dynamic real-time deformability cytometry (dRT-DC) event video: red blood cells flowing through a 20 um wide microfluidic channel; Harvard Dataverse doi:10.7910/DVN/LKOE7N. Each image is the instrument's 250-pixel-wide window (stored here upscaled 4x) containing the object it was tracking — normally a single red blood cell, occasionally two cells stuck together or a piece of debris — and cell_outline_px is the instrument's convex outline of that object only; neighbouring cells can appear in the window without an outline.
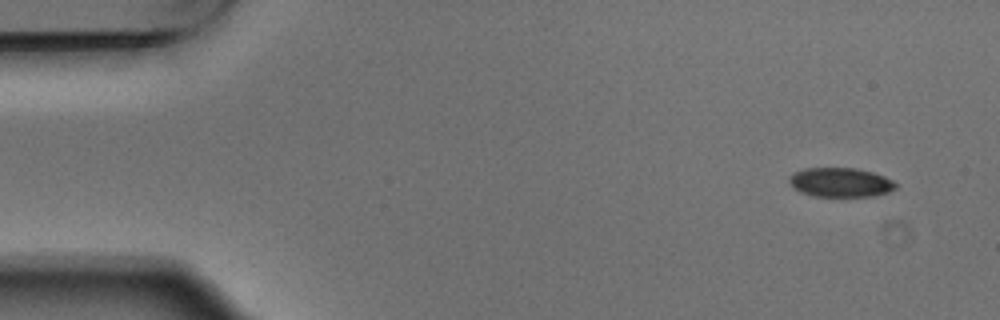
{"species": "Egyptian fruit bat (a non-hibernating species)", "species_latin": "Rousettus aegyptiacus", "temperature_condition": "warm", "stored_images_in_passage": 8, "camera_frame_rate_fps": 3000, "um_per_image_px": 0.085, "animal": {"sex": "male"}, "frame": {"image": 1, "passage_image": 1, "time_ms": 0.0, "image_size_px": [1000, 320], "cell_outline_px": [[896, 188], [888, 192], [872, 196], [812, 196], [800, 192], [788, 180], [788, 176], [792, 172], [804, 168], [856, 168], [872, 172], [884, 176], [892, 180], [896, 184]], "centroid_in_image_um": [71.41, 15.49], "position_along_channel_um": 13.6, "area_um2": 18.15}}
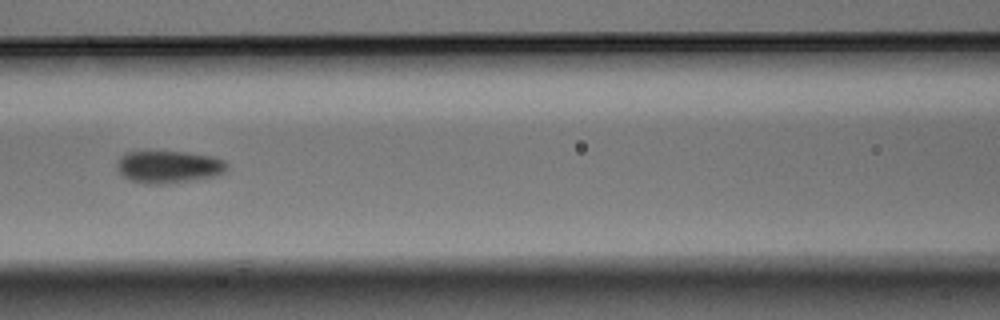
{"frame": {"image": 2, "passage_image": 6, "time_ms": 1.667, "image_size_px": [1000, 320], "cell_outline_px": [[228, 168], [224, 172], [216, 176], [168, 184], [144, 184], [128, 180], [116, 168], [116, 164], [120, 156], [124, 152], [184, 152], [212, 156], [224, 160], [228, 164]], "centroid_in_image_um": [14.33, 14.19], "position_along_channel_um": 152.3, "area_um2": 20.92}}
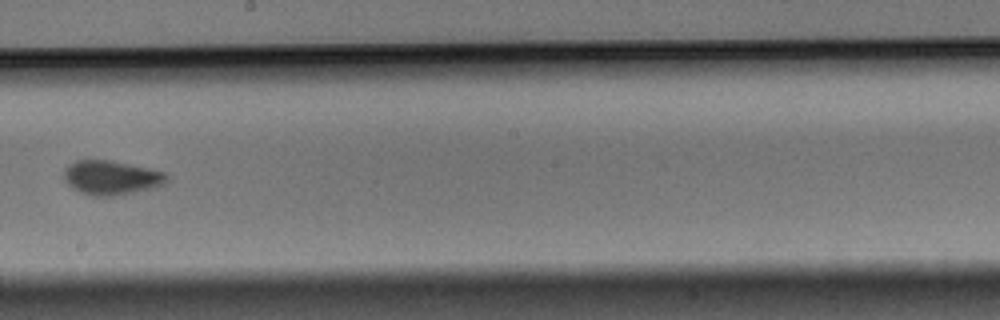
{"frame": {"image": 3, "passage_image": 8, "time_ms": 2.333, "image_size_px": [1000, 320], "cell_outline_px": [[168, 180], [164, 184], [156, 188], [116, 196], [92, 196], [80, 192], [72, 188], [64, 180], [64, 168], [68, 164], [76, 160], [112, 160], [168, 172]], "centroid_in_image_um": [9.49, 15.1], "position_along_channel_um": 238.7, "area_um2": 20.98}}